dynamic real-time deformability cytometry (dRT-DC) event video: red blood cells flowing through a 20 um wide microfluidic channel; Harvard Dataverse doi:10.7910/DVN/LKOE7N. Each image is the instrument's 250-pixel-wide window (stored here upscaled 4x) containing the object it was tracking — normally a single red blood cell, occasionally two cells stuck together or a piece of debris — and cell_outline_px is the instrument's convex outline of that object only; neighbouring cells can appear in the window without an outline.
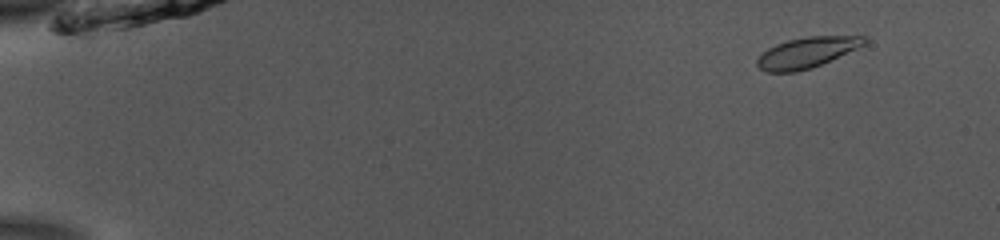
{"species": "common noctule bat (a hibernating species)", "species_latin": "Nyctalus noctula", "temperature_condition": "room temperature", "stored_images_in_passage": 53, "camera_frame_rate_fps": 3000, "um_per_image_px": 0.085, "animal": {"sex": "male", "body_mass_g": 13.0, "forearm_length_mm": 53.1}, "frame": {"image": 1, "passage_image": 5, "time_ms": 1.333, "image_size_px": [1000, 240], "cell_outline_px": [[868, 40], [864, 44], [856, 48], [812, 68], [796, 72], [764, 72], [756, 64], [756, 60], [768, 48], [776, 44], [788, 40], [808, 36], [868, 36]], "centroid_in_image_um": [68.55, 4.47], "position_along_channel_um": 16.4, "area_um2": 18.9}}
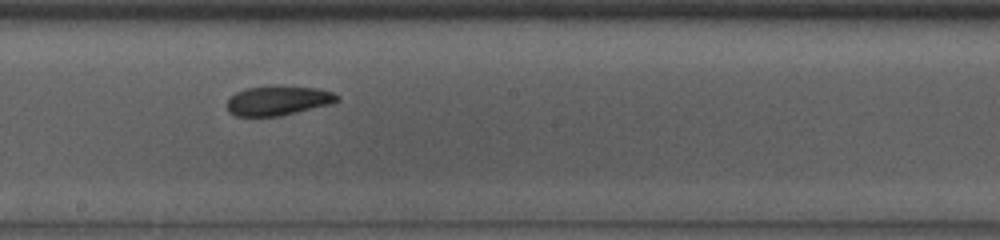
{"frame": {"image": 2, "passage_image": 31, "time_ms": 10.0, "image_size_px": [1000, 240], "cell_outline_px": [[340, 100], [332, 104], [280, 116], [236, 116], [228, 112], [228, 100], [236, 92], [244, 88], [320, 88], [332, 92], [340, 96]], "centroid_in_image_um": [23.67, 8.59], "position_along_channel_um": 224.5, "area_um2": 18.38}}
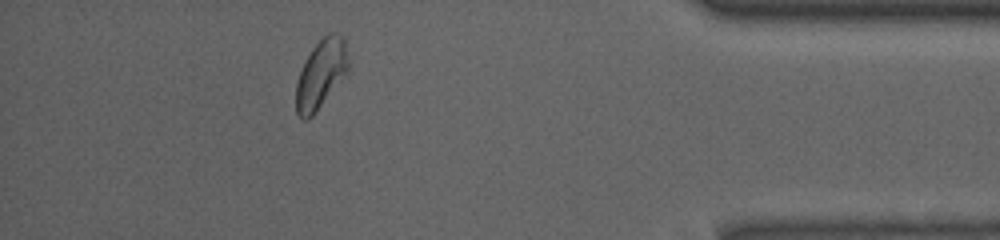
{"frame": {"image": 3, "passage_image": 48, "time_ms": 15.667, "image_size_px": [1000, 240], "cell_outline_px": [[348, 72], [312, 116], [308, 120], [304, 120], [296, 112], [296, 84], [304, 60], [312, 48], [328, 32], [336, 32], [344, 36], [348, 60]], "centroid_in_image_um": [27.28, 6.26], "position_along_channel_um": 407.9, "area_um2": 20.92}, "authors_computed_cell_mechanics": {"area_um2": 19.2474, "velocity_mm_per_s": 3.8674, "shape_relaxation_time_tau1_ms": null, "shape_relaxation_time_tau2_ms": 4.9259, "deformation_change_tau1": null, "deformation_change_tau2": 0.0599}}